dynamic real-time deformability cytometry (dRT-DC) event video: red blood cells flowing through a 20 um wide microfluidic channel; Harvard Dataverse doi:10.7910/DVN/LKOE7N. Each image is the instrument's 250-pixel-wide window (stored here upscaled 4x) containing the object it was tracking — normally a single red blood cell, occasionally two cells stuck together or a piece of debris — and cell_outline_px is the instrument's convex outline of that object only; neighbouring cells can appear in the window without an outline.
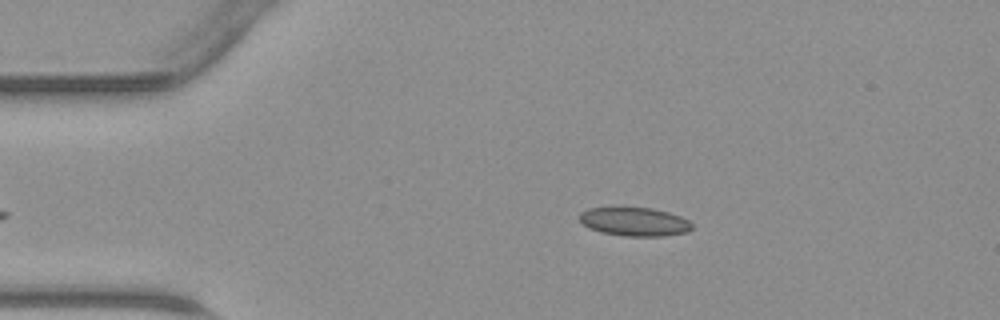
{"species": "common noctule bat (a hibernating species)", "species_latin": "Nyctalus noctula", "temperature_condition": "warm", "stored_images_in_passage": 40, "camera_frame_rate_fps": 3000, "um_per_image_px": 0.085, "animal": {"sex": "male", "body_mass_g": 23.1, "forearm_length_mm": 52.7}, "frame": {"image": 1, "passage_image": 3, "time_ms": 0.667, "image_size_px": [1000, 320], "cell_outline_px": [[692, 228], [688, 232], [664, 236], [624, 236], [600, 232], [588, 228], [580, 220], [580, 212], [588, 208], [652, 208], [668, 212], [680, 216], [688, 220], [692, 224]], "centroid_in_image_um": [53.94, 18.85], "position_along_channel_um": 31.1, "area_um2": 18.73}}
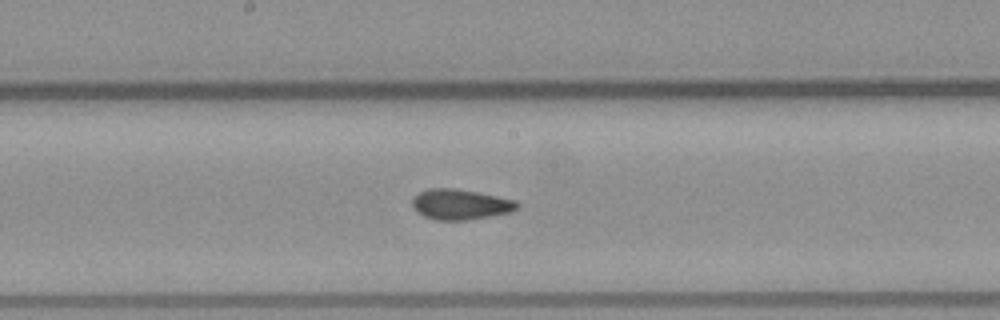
{"frame": {"image": 2, "passage_image": 18, "time_ms": 5.667, "image_size_px": [1000, 320], "cell_outline_px": [[520, 208], [508, 212], [492, 216], [468, 220], [436, 220], [424, 216], [416, 212], [412, 204], [412, 200], [420, 192], [428, 188], [452, 188], [476, 192], [516, 200], [520, 204]], "centroid_in_image_um": [39.14, 17.38], "position_along_channel_um": 209.1, "area_um2": 18.55}}
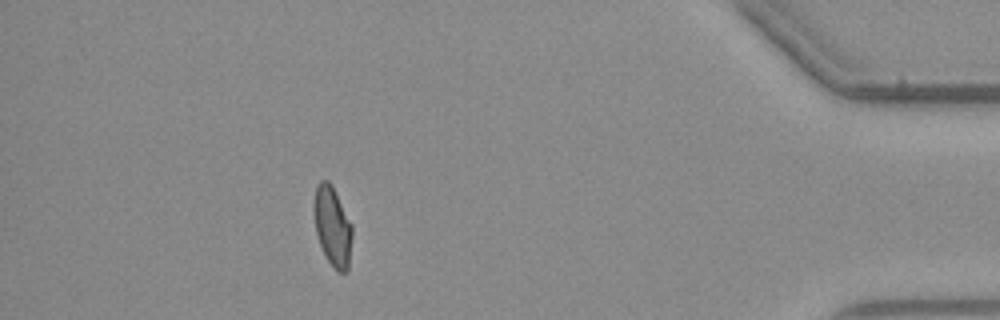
{"frame": {"image": 3, "passage_image": 35, "time_ms": 11.333, "image_size_px": [1000, 320], "cell_outline_px": [[352, 236], [348, 272], [336, 272], [332, 268], [320, 244], [316, 232], [312, 212], [312, 204], [316, 184], [320, 180], [328, 180], [332, 184], [352, 224]], "centroid_in_image_um": [28.24, 19.21], "position_along_channel_um": 407.0, "area_um2": 18.21}}